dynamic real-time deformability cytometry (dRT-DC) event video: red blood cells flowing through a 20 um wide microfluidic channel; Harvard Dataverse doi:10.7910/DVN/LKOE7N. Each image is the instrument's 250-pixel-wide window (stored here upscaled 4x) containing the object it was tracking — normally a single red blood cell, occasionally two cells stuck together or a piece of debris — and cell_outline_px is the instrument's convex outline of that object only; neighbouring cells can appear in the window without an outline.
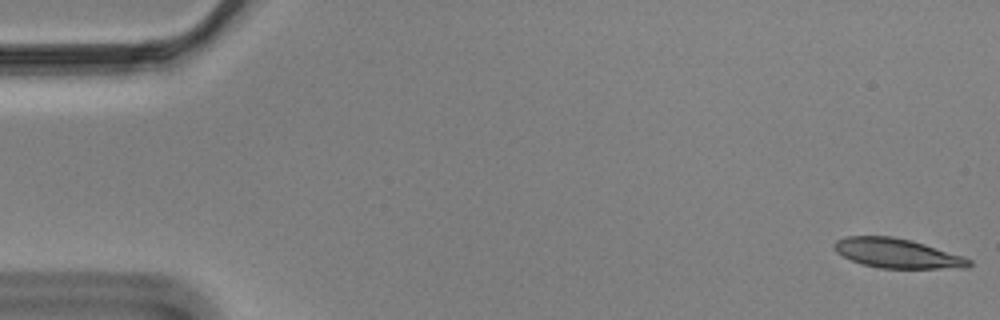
{"species": "Egyptian fruit bat (a non-hibernating species)", "species_latin": "Rousettus aegyptiacus", "temperature_condition": "cold", "stored_images_in_passage": 56, "camera_frame_rate_fps": 3000, "um_per_image_px": 0.085, "animal": {"sex": "male"}, "frame": {"image": 1, "passage_image": 1, "time_ms": 0.0, "image_size_px": [1000, 320], "cell_outline_px": [[972, 264], [968, 268], [880, 268], [860, 264], [836, 252], [832, 248], [832, 244], [836, 240], [844, 236], [892, 236], [912, 240], [964, 256], [972, 260]], "centroid_in_image_um": [76.25, 21.52], "position_along_channel_um": 8.7, "area_um2": 23.41}}
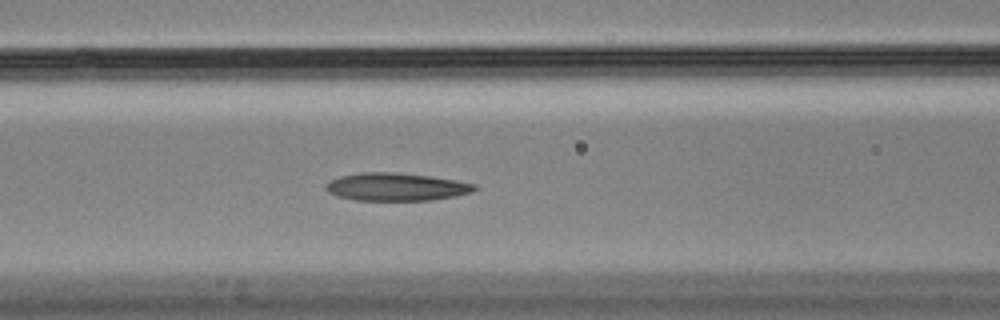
{"frame": {"image": 2, "passage_image": 23, "time_ms": 7.333, "image_size_px": [1000, 320], "cell_outline_px": [[476, 188], [472, 192], [456, 196], [428, 200], [356, 200], [336, 196], [328, 192], [324, 188], [328, 180], [340, 176], [360, 172], [392, 172], [428, 176], [456, 180], [476, 184]], "centroid_in_image_um": [33.63, 15.88], "position_along_channel_um": 133.0, "area_um2": 24.1}}
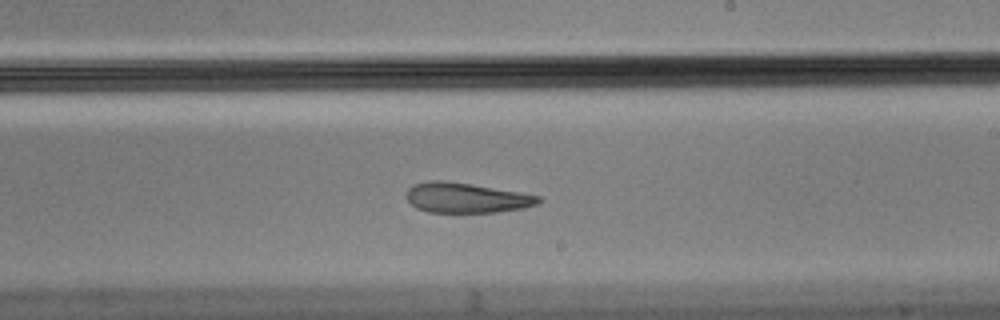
{"frame": {"image": 3, "passage_image": 33, "time_ms": 10.667, "image_size_px": [1000, 320], "cell_outline_px": [[540, 204], [524, 208], [496, 212], [428, 212], [416, 208], [408, 200], [408, 188], [412, 184], [432, 180], [440, 180], [472, 184], [540, 196]], "centroid_in_image_um": [39.64, 16.81], "position_along_channel_um": 249.4, "area_um2": 22.95}, "authors_computed_cell_mechanics": {"area_um2": 24.3916, "velocity_mm_per_s": 3.4996, "shape_relaxation_time_tau1_ms": null, "shape_relaxation_time_tau2_ms": 5.1408, "deformation_change_tau1": null, "deformation_change_tau2": 0.1403}}